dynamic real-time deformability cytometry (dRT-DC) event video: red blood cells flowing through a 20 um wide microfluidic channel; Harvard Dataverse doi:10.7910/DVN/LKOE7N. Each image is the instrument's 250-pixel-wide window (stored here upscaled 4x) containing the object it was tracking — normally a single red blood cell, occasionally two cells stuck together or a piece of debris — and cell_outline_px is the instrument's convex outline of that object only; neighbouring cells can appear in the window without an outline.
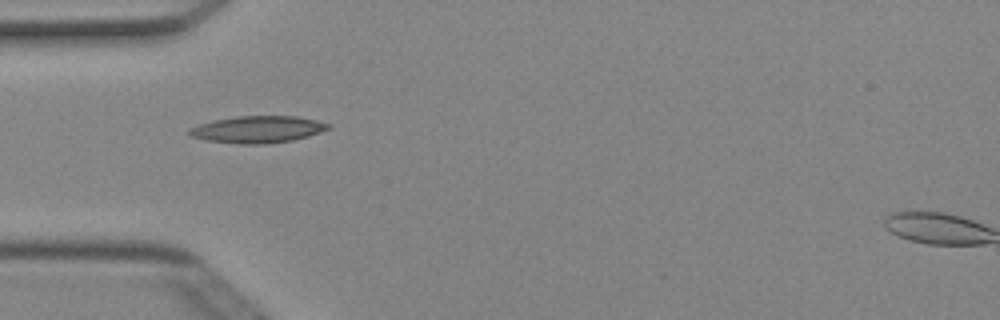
{"species": "Egyptian fruit bat (a non-hibernating species)", "species_latin": "Rousettus aegyptiacus", "temperature_condition": "cold", "stored_images_in_passage": 6, "camera_frame_rate_fps": 3000, "um_per_image_px": 0.085, "animal": {"sex": "female"}, "frame": {"image": 1, "passage_image": 3, "time_ms": 0.667, "image_size_px": [1000, 320], "cell_outline_px": [[332, 128], [308, 136], [292, 140], [264, 144], [240, 144], [208, 140], [192, 136], [188, 132], [188, 128], [212, 120], [236, 116], [296, 116], [316, 120], [332, 124]], "centroid_in_image_um": [21.93, 10.99], "position_along_channel_um": 63.1, "area_um2": 21.79}}
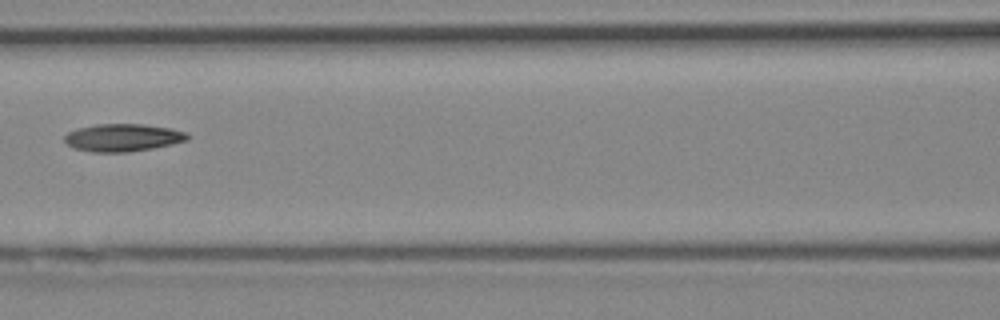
{"frame": {"image": 2, "passage_image": 5, "time_ms": 1.333, "image_size_px": [1000, 320], "cell_outline_px": [[188, 140], [172, 144], [152, 148], [128, 152], [92, 152], [72, 148], [64, 140], [64, 136], [68, 132], [76, 128], [96, 124], [144, 124], [172, 128], [184, 132], [188, 136]], "centroid_in_image_um": [10.4, 11.69], "position_along_channel_um": 156.2, "area_um2": 19.83}}
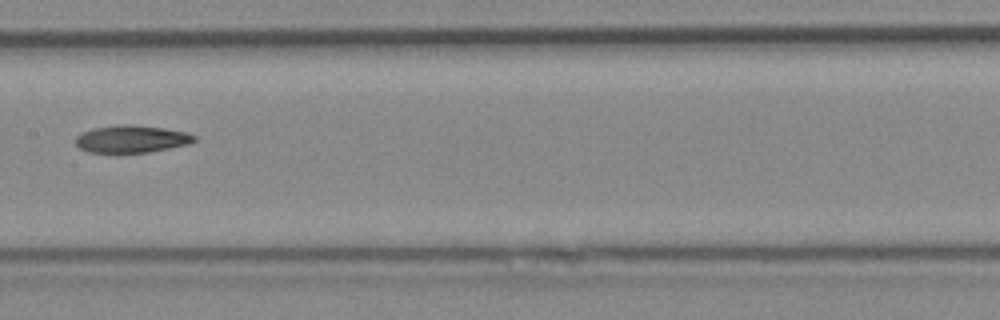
{"frame": {"image": 3, "passage_image": 6, "time_ms": 1.667, "image_size_px": [1000, 320], "cell_outline_px": [[196, 140], [188, 144], [148, 152], [88, 152], [80, 148], [76, 144], [76, 136], [80, 132], [92, 128], [124, 124], [164, 128], [188, 132], [196, 136]], "centroid_in_image_um": [11.17, 11.8], "position_along_channel_um": 196.2, "area_um2": 18.79}}